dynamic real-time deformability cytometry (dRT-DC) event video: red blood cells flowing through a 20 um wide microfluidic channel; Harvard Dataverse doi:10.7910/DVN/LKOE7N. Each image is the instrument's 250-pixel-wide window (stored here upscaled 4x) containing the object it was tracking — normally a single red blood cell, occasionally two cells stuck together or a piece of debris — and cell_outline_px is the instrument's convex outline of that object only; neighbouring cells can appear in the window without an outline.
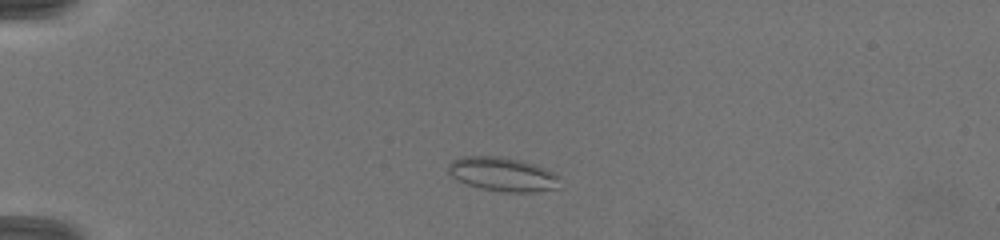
{"species": "common noctule bat (a hibernating species)", "species_latin": "Nyctalus noctula", "temperature_condition": "warm", "stored_images_in_passage": 16, "camera_frame_rate_fps": 3000, "um_per_image_px": 0.085, "animal": {"sex": "female", "body_mass_g": 19.5, "forearm_length_mm": 54.1}, "frame": {"image": 1, "passage_image": 9, "time_ms": 1.333, "image_size_px": [1000, 240], "cell_outline_px": [[556, 188], [536, 192], [504, 192], [480, 188], [468, 184], [452, 176], [448, 172], [448, 164], [452, 160], [460, 156], [496, 156], [520, 160], [536, 164], [552, 172], [556, 176]], "centroid_in_image_um": [42.66, 14.8], "position_along_channel_um": 42.3, "area_um2": 21.79}}